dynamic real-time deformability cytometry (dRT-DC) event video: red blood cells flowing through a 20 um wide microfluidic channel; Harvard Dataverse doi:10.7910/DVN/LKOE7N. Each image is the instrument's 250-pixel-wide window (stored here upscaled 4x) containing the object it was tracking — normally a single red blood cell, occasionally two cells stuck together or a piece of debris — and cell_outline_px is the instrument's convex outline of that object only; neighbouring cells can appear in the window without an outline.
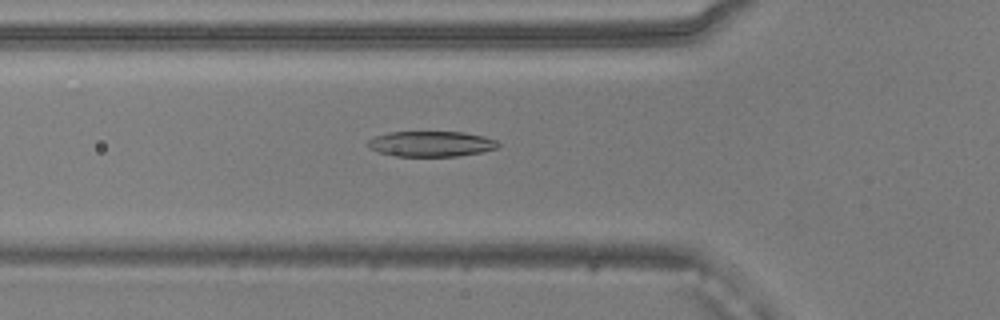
{"species": "common noctule bat (a hibernating species)", "species_latin": "Nyctalus noctula", "temperature_condition": "warm", "stored_images_in_passage": 51, "camera_frame_rate_fps": 3000, "um_per_image_px": 0.085, "animal": {"sex": "male", "body_mass_g": 20.5, "forearm_length_mm": 52.5}, "frame": {"image": 1, "passage_image": 17, "time_ms": 5.333, "image_size_px": [1000, 320], "cell_outline_px": [[500, 144], [496, 148], [484, 152], [456, 156], [396, 156], [380, 152], [372, 148], [368, 144], [368, 140], [376, 136], [388, 132], [464, 132], [484, 136], [496, 140]], "centroid_in_image_um": [36.7, 12.22], "position_along_channel_um": 89.1, "area_um2": 19.19}}
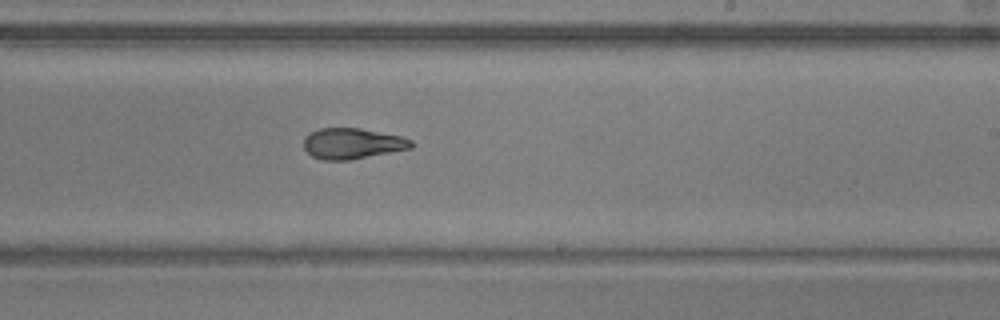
{"frame": {"image": 2, "passage_image": 30, "time_ms": 9.667, "image_size_px": [1000, 320], "cell_outline_px": [[412, 148], [348, 160], [324, 160], [312, 156], [304, 148], [304, 136], [320, 128], [360, 128], [400, 136], [412, 140]], "centroid_in_image_um": [29.93, 12.19], "position_along_channel_um": 259.1, "area_um2": 19.07}}
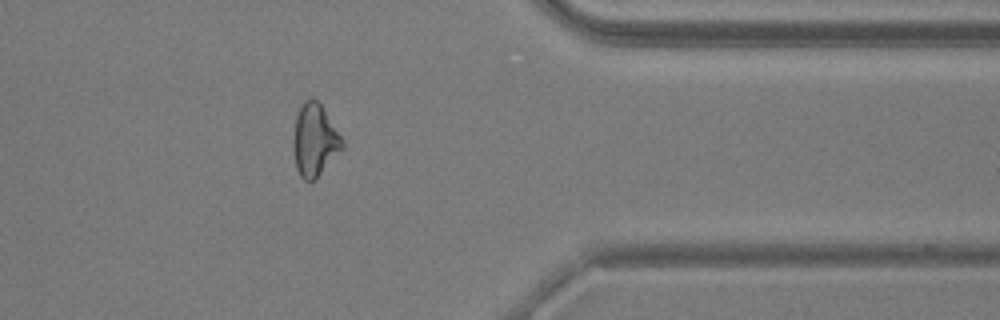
{"frame": {"image": 3, "passage_image": 41, "time_ms": 13.333, "image_size_px": [1000, 320], "cell_outline_px": [[344, 148], [316, 180], [308, 184], [300, 176], [296, 168], [292, 140], [296, 116], [304, 100], [316, 100], [320, 104], [344, 140]], "centroid_in_image_um": [26.75, 11.99], "position_along_channel_um": 384.7, "area_um2": 20.81}, "authors_computed_cell_mechanics": {"area_um2": 20.519, "velocity_mm_per_s": 3.8998, "shape_relaxation_time_tau1_ms": 3.5799, "shape_relaxation_time_tau2_ms": 2.7048, "deformation_change_tau1": 0.1574, "deformation_change_tau2": 0.1125}}